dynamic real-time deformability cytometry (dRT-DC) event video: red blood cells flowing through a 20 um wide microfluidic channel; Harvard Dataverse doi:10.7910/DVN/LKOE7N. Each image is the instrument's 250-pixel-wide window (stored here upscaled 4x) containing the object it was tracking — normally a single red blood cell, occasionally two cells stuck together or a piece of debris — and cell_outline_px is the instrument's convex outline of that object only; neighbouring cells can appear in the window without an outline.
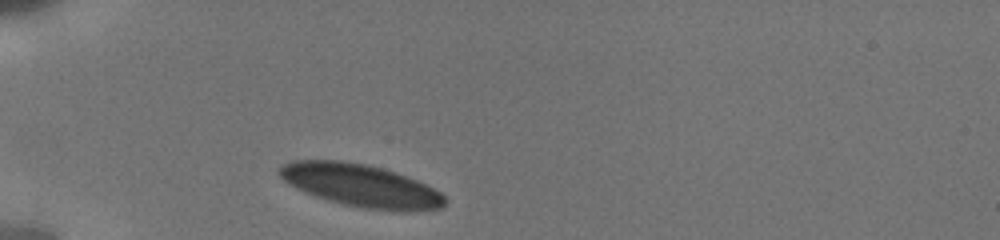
{"species": "human", "species_latin": "Homo sapiens", "temperature_condition": "cold", "stored_images_in_passage": 3, "camera_frame_rate_fps": 3000, "um_per_image_px": 0.085, "donor": {"sex": "male"}, "frame": {"image": 1, "passage_image": 1, "time_ms": 0.0, "image_size_px": [1000, 240], "cell_outline_px": [[444, 208], [408, 212], [404, 212], [364, 208], [344, 204], [328, 200], [304, 192], [288, 184], [276, 172], [284, 164], [292, 160], [340, 160], [364, 164], [384, 168], [416, 180], [440, 192], [444, 196]], "centroid_in_image_um": [30.66, 15.77], "position_along_channel_um": 54.3, "area_um2": 40.98}}
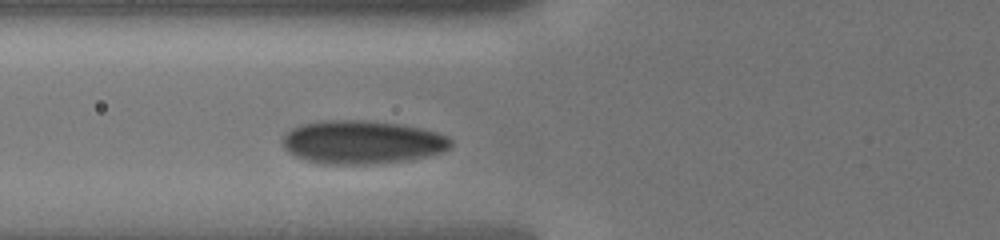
{"frame": {"image": 2, "passage_image": 3, "time_ms": 1.667, "image_size_px": [1000, 240], "cell_outline_px": [[452, 148], [444, 152], [428, 156], [408, 160], [368, 164], [324, 164], [304, 160], [292, 156], [284, 148], [284, 136], [292, 128], [304, 124], [320, 120], [364, 120], [400, 124], [420, 128], [436, 132], [448, 136], [452, 140]], "centroid_in_image_um": [30.8, 12.09], "position_along_channel_um": 95.0, "area_um2": 42.77}}